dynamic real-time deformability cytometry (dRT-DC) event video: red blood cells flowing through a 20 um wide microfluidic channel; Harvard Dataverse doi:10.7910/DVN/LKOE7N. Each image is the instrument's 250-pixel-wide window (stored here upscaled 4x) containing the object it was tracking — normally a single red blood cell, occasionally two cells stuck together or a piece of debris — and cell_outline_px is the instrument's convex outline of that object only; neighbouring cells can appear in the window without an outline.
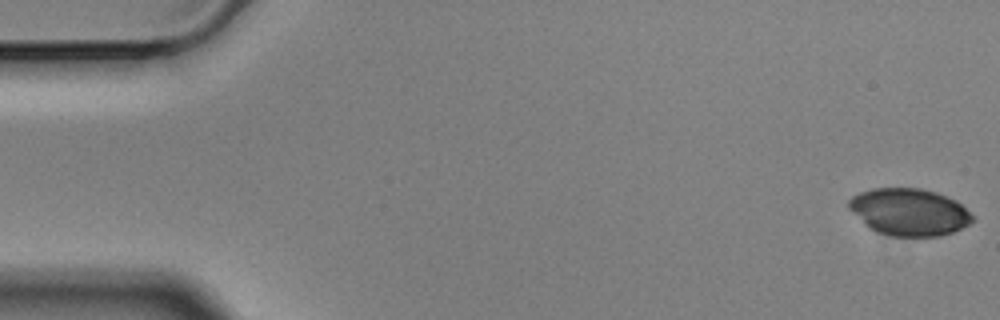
{"species": "Egyptian fruit bat (a non-hibernating species)", "species_latin": "Rousettus aegyptiacus", "temperature_condition": "cold", "stored_images_in_passage": 56, "camera_frame_rate_fps": 3000, "um_per_image_px": 0.085, "animal": {"sex": "male"}, "frame": {"image": 1, "passage_image": 1, "time_ms": 0.0, "image_size_px": [1000, 320], "cell_outline_px": [[976, 220], [952, 232], [940, 236], [892, 236], [876, 232], [868, 228], [848, 208], [848, 200], [852, 196], [860, 192], [872, 188], [920, 188], [936, 192], [956, 200], [976, 216]], "centroid_in_image_um": [77.29, 18.02], "position_along_channel_um": 7.7, "area_um2": 34.22}}